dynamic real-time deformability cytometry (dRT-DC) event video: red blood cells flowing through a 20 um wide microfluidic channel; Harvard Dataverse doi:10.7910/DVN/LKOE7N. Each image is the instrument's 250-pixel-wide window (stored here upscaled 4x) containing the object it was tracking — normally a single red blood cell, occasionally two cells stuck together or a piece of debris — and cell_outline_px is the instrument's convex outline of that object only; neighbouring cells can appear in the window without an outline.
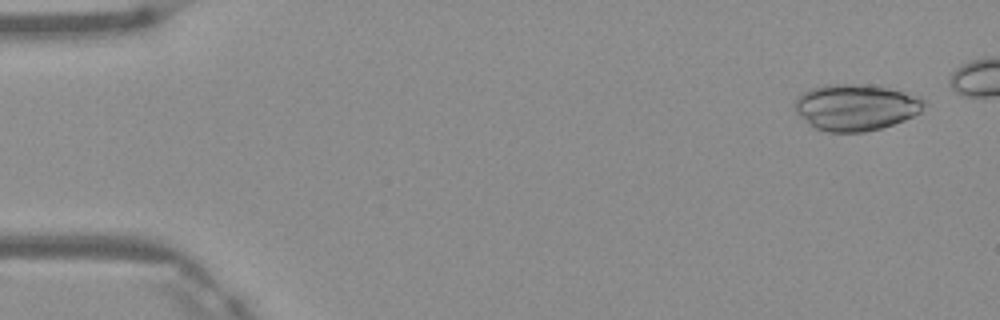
{"species": "Egyptian fruit bat (a non-hibernating species)", "species_latin": "Rousettus aegyptiacus", "temperature_condition": "warm", "stored_images_in_passage": 5, "camera_frame_rate_fps": 3000, "um_per_image_px": 0.085, "frame": {"image": 1, "passage_image": 5, "time_ms": 1.333, "image_size_px": [1000, 320], "cell_outline_px": [[924, 104], [920, 112], [904, 120], [880, 128], [864, 132], [828, 132], [816, 128], [808, 124], [796, 112], [796, 100], [804, 92], [812, 88], [824, 84], [860, 84], [888, 88], [904, 92], [916, 96], [924, 100]], "centroid_in_image_um": [72.72, 9.12], "position_along_channel_um": 12.3, "area_um2": 34.51}}